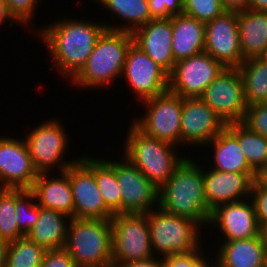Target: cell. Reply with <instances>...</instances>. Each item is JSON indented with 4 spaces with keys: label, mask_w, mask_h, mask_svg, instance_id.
I'll return each instance as SVG.
<instances>
[{
    "label": "cell",
    "mask_w": 267,
    "mask_h": 267,
    "mask_svg": "<svg viewBox=\"0 0 267 267\" xmlns=\"http://www.w3.org/2000/svg\"><path fill=\"white\" fill-rule=\"evenodd\" d=\"M255 180L262 186L267 187V163L256 171Z\"/></svg>",
    "instance_id": "45"
},
{
    "label": "cell",
    "mask_w": 267,
    "mask_h": 267,
    "mask_svg": "<svg viewBox=\"0 0 267 267\" xmlns=\"http://www.w3.org/2000/svg\"><path fill=\"white\" fill-rule=\"evenodd\" d=\"M225 11L242 12L247 9L248 0H220Z\"/></svg>",
    "instance_id": "42"
},
{
    "label": "cell",
    "mask_w": 267,
    "mask_h": 267,
    "mask_svg": "<svg viewBox=\"0 0 267 267\" xmlns=\"http://www.w3.org/2000/svg\"><path fill=\"white\" fill-rule=\"evenodd\" d=\"M99 23L63 17L39 28L38 37L63 79L68 77L71 81L85 66L97 39L106 29V24Z\"/></svg>",
    "instance_id": "1"
},
{
    "label": "cell",
    "mask_w": 267,
    "mask_h": 267,
    "mask_svg": "<svg viewBox=\"0 0 267 267\" xmlns=\"http://www.w3.org/2000/svg\"><path fill=\"white\" fill-rule=\"evenodd\" d=\"M75 219L109 220L114 213L105 205L93 174V158H81L69 167Z\"/></svg>",
    "instance_id": "11"
},
{
    "label": "cell",
    "mask_w": 267,
    "mask_h": 267,
    "mask_svg": "<svg viewBox=\"0 0 267 267\" xmlns=\"http://www.w3.org/2000/svg\"><path fill=\"white\" fill-rule=\"evenodd\" d=\"M30 189H15V216L19 231L26 236L39 217V205Z\"/></svg>",
    "instance_id": "33"
},
{
    "label": "cell",
    "mask_w": 267,
    "mask_h": 267,
    "mask_svg": "<svg viewBox=\"0 0 267 267\" xmlns=\"http://www.w3.org/2000/svg\"><path fill=\"white\" fill-rule=\"evenodd\" d=\"M250 199L254 205L258 225L263 232L267 233V187L260 185L254 179Z\"/></svg>",
    "instance_id": "37"
},
{
    "label": "cell",
    "mask_w": 267,
    "mask_h": 267,
    "mask_svg": "<svg viewBox=\"0 0 267 267\" xmlns=\"http://www.w3.org/2000/svg\"><path fill=\"white\" fill-rule=\"evenodd\" d=\"M116 267H162V257L155 255L146 260L119 263Z\"/></svg>",
    "instance_id": "41"
},
{
    "label": "cell",
    "mask_w": 267,
    "mask_h": 267,
    "mask_svg": "<svg viewBox=\"0 0 267 267\" xmlns=\"http://www.w3.org/2000/svg\"><path fill=\"white\" fill-rule=\"evenodd\" d=\"M15 214V189L0 188V239L7 243L24 236Z\"/></svg>",
    "instance_id": "32"
},
{
    "label": "cell",
    "mask_w": 267,
    "mask_h": 267,
    "mask_svg": "<svg viewBox=\"0 0 267 267\" xmlns=\"http://www.w3.org/2000/svg\"><path fill=\"white\" fill-rule=\"evenodd\" d=\"M204 52L226 68H238L244 61L239 41L238 13L224 11L205 24Z\"/></svg>",
    "instance_id": "14"
},
{
    "label": "cell",
    "mask_w": 267,
    "mask_h": 267,
    "mask_svg": "<svg viewBox=\"0 0 267 267\" xmlns=\"http://www.w3.org/2000/svg\"><path fill=\"white\" fill-rule=\"evenodd\" d=\"M154 256L188 254L201 244L202 228L193 220L165 212L157 207L147 212Z\"/></svg>",
    "instance_id": "6"
},
{
    "label": "cell",
    "mask_w": 267,
    "mask_h": 267,
    "mask_svg": "<svg viewBox=\"0 0 267 267\" xmlns=\"http://www.w3.org/2000/svg\"><path fill=\"white\" fill-rule=\"evenodd\" d=\"M6 21H12V22H9L11 27L15 23V21L12 19V17L7 11V6L5 4V1L0 0V26Z\"/></svg>",
    "instance_id": "43"
},
{
    "label": "cell",
    "mask_w": 267,
    "mask_h": 267,
    "mask_svg": "<svg viewBox=\"0 0 267 267\" xmlns=\"http://www.w3.org/2000/svg\"><path fill=\"white\" fill-rule=\"evenodd\" d=\"M226 124L200 98H183L181 115V146H205L215 138Z\"/></svg>",
    "instance_id": "17"
},
{
    "label": "cell",
    "mask_w": 267,
    "mask_h": 267,
    "mask_svg": "<svg viewBox=\"0 0 267 267\" xmlns=\"http://www.w3.org/2000/svg\"><path fill=\"white\" fill-rule=\"evenodd\" d=\"M215 261L216 262H211L207 258H205L204 255H202L191 267H217V258L215 259Z\"/></svg>",
    "instance_id": "46"
},
{
    "label": "cell",
    "mask_w": 267,
    "mask_h": 267,
    "mask_svg": "<svg viewBox=\"0 0 267 267\" xmlns=\"http://www.w3.org/2000/svg\"><path fill=\"white\" fill-rule=\"evenodd\" d=\"M196 163L187 156L175 169L158 190V207L167 213L189 218L205 229L212 211L204 193L203 167Z\"/></svg>",
    "instance_id": "2"
},
{
    "label": "cell",
    "mask_w": 267,
    "mask_h": 267,
    "mask_svg": "<svg viewBox=\"0 0 267 267\" xmlns=\"http://www.w3.org/2000/svg\"><path fill=\"white\" fill-rule=\"evenodd\" d=\"M238 69L247 105L267 102V62L260 57L248 58Z\"/></svg>",
    "instance_id": "28"
},
{
    "label": "cell",
    "mask_w": 267,
    "mask_h": 267,
    "mask_svg": "<svg viewBox=\"0 0 267 267\" xmlns=\"http://www.w3.org/2000/svg\"><path fill=\"white\" fill-rule=\"evenodd\" d=\"M221 242L214 256L220 267H265L266 232L255 238Z\"/></svg>",
    "instance_id": "22"
},
{
    "label": "cell",
    "mask_w": 267,
    "mask_h": 267,
    "mask_svg": "<svg viewBox=\"0 0 267 267\" xmlns=\"http://www.w3.org/2000/svg\"><path fill=\"white\" fill-rule=\"evenodd\" d=\"M46 250L27 236L9 242L5 267H41Z\"/></svg>",
    "instance_id": "31"
},
{
    "label": "cell",
    "mask_w": 267,
    "mask_h": 267,
    "mask_svg": "<svg viewBox=\"0 0 267 267\" xmlns=\"http://www.w3.org/2000/svg\"><path fill=\"white\" fill-rule=\"evenodd\" d=\"M260 58H262L265 62H267V46H266L263 54L260 56Z\"/></svg>",
    "instance_id": "48"
},
{
    "label": "cell",
    "mask_w": 267,
    "mask_h": 267,
    "mask_svg": "<svg viewBox=\"0 0 267 267\" xmlns=\"http://www.w3.org/2000/svg\"><path fill=\"white\" fill-rule=\"evenodd\" d=\"M7 6V11L12 19L24 27H30L34 18L37 3L39 0H4Z\"/></svg>",
    "instance_id": "35"
},
{
    "label": "cell",
    "mask_w": 267,
    "mask_h": 267,
    "mask_svg": "<svg viewBox=\"0 0 267 267\" xmlns=\"http://www.w3.org/2000/svg\"><path fill=\"white\" fill-rule=\"evenodd\" d=\"M128 131L122 155L160 189L187 156L179 157L176 146L146 136L133 124Z\"/></svg>",
    "instance_id": "4"
},
{
    "label": "cell",
    "mask_w": 267,
    "mask_h": 267,
    "mask_svg": "<svg viewBox=\"0 0 267 267\" xmlns=\"http://www.w3.org/2000/svg\"><path fill=\"white\" fill-rule=\"evenodd\" d=\"M122 76L140 102L168 90V73L134 43L127 50Z\"/></svg>",
    "instance_id": "13"
},
{
    "label": "cell",
    "mask_w": 267,
    "mask_h": 267,
    "mask_svg": "<svg viewBox=\"0 0 267 267\" xmlns=\"http://www.w3.org/2000/svg\"><path fill=\"white\" fill-rule=\"evenodd\" d=\"M51 173H38L30 189L37 204L46 209L61 212L73 218L74 202L69 180V168L59 176L49 177Z\"/></svg>",
    "instance_id": "21"
},
{
    "label": "cell",
    "mask_w": 267,
    "mask_h": 267,
    "mask_svg": "<svg viewBox=\"0 0 267 267\" xmlns=\"http://www.w3.org/2000/svg\"><path fill=\"white\" fill-rule=\"evenodd\" d=\"M242 123L267 138V102L249 105Z\"/></svg>",
    "instance_id": "36"
},
{
    "label": "cell",
    "mask_w": 267,
    "mask_h": 267,
    "mask_svg": "<svg viewBox=\"0 0 267 267\" xmlns=\"http://www.w3.org/2000/svg\"><path fill=\"white\" fill-rule=\"evenodd\" d=\"M112 266L154 256L147 213H117L111 218Z\"/></svg>",
    "instance_id": "8"
},
{
    "label": "cell",
    "mask_w": 267,
    "mask_h": 267,
    "mask_svg": "<svg viewBox=\"0 0 267 267\" xmlns=\"http://www.w3.org/2000/svg\"><path fill=\"white\" fill-rule=\"evenodd\" d=\"M41 267H77L74 259L64 249L47 250L44 254Z\"/></svg>",
    "instance_id": "39"
},
{
    "label": "cell",
    "mask_w": 267,
    "mask_h": 267,
    "mask_svg": "<svg viewBox=\"0 0 267 267\" xmlns=\"http://www.w3.org/2000/svg\"><path fill=\"white\" fill-rule=\"evenodd\" d=\"M226 128L239 140L241 151L255 171L267 163V138L251 131L242 122L228 124Z\"/></svg>",
    "instance_id": "29"
},
{
    "label": "cell",
    "mask_w": 267,
    "mask_h": 267,
    "mask_svg": "<svg viewBox=\"0 0 267 267\" xmlns=\"http://www.w3.org/2000/svg\"><path fill=\"white\" fill-rule=\"evenodd\" d=\"M97 3L114 17L122 19V24L110 25L106 23V29L133 33L136 29L152 20L149 11V0H96Z\"/></svg>",
    "instance_id": "27"
},
{
    "label": "cell",
    "mask_w": 267,
    "mask_h": 267,
    "mask_svg": "<svg viewBox=\"0 0 267 267\" xmlns=\"http://www.w3.org/2000/svg\"><path fill=\"white\" fill-rule=\"evenodd\" d=\"M64 249L77 267L112 266L111 219L71 218Z\"/></svg>",
    "instance_id": "5"
},
{
    "label": "cell",
    "mask_w": 267,
    "mask_h": 267,
    "mask_svg": "<svg viewBox=\"0 0 267 267\" xmlns=\"http://www.w3.org/2000/svg\"><path fill=\"white\" fill-rule=\"evenodd\" d=\"M212 146L213 167L228 172H256L247 162L239 140L225 127L215 138L205 144ZM215 165V166H214Z\"/></svg>",
    "instance_id": "26"
},
{
    "label": "cell",
    "mask_w": 267,
    "mask_h": 267,
    "mask_svg": "<svg viewBox=\"0 0 267 267\" xmlns=\"http://www.w3.org/2000/svg\"><path fill=\"white\" fill-rule=\"evenodd\" d=\"M7 246L8 243L0 239V267H5Z\"/></svg>",
    "instance_id": "47"
},
{
    "label": "cell",
    "mask_w": 267,
    "mask_h": 267,
    "mask_svg": "<svg viewBox=\"0 0 267 267\" xmlns=\"http://www.w3.org/2000/svg\"><path fill=\"white\" fill-rule=\"evenodd\" d=\"M175 61L204 52L205 24L184 14L170 17Z\"/></svg>",
    "instance_id": "23"
},
{
    "label": "cell",
    "mask_w": 267,
    "mask_h": 267,
    "mask_svg": "<svg viewBox=\"0 0 267 267\" xmlns=\"http://www.w3.org/2000/svg\"><path fill=\"white\" fill-rule=\"evenodd\" d=\"M225 9L220 0H183V14L206 24Z\"/></svg>",
    "instance_id": "34"
},
{
    "label": "cell",
    "mask_w": 267,
    "mask_h": 267,
    "mask_svg": "<svg viewBox=\"0 0 267 267\" xmlns=\"http://www.w3.org/2000/svg\"><path fill=\"white\" fill-rule=\"evenodd\" d=\"M68 220L71 218L61 212L39 206L38 220L26 236L46 251L64 248Z\"/></svg>",
    "instance_id": "24"
},
{
    "label": "cell",
    "mask_w": 267,
    "mask_h": 267,
    "mask_svg": "<svg viewBox=\"0 0 267 267\" xmlns=\"http://www.w3.org/2000/svg\"><path fill=\"white\" fill-rule=\"evenodd\" d=\"M37 176L24 139L1 135L0 188L31 189Z\"/></svg>",
    "instance_id": "16"
},
{
    "label": "cell",
    "mask_w": 267,
    "mask_h": 267,
    "mask_svg": "<svg viewBox=\"0 0 267 267\" xmlns=\"http://www.w3.org/2000/svg\"><path fill=\"white\" fill-rule=\"evenodd\" d=\"M238 28L243 59L260 57L267 46V11L238 12Z\"/></svg>",
    "instance_id": "25"
},
{
    "label": "cell",
    "mask_w": 267,
    "mask_h": 267,
    "mask_svg": "<svg viewBox=\"0 0 267 267\" xmlns=\"http://www.w3.org/2000/svg\"><path fill=\"white\" fill-rule=\"evenodd\" d=\"M208 225L220 229L222 241L250 239L263 233L250 198L217 206L211 212Z\"/></svg>",
    "instance_id": "18"
},
{
    "label": "cell",
    "mask_w": 267,
    "mask_h": 267,
    "mask_svg": "<svg viewBox=\"0 0 267 267\" xmlns=\"http://www.w3.org/2000/svg\"><path fill=\"white\" fill-rule=\"evenodd\" d=\"M124 158V159H123ZM115 160L121 213H147L158 207V188L125 157Z\"/></svg>",
    "instance_id": "15"
},
{
    "label": "cell",
    "mask_w": 267,
    "mask_h": 267,
    "mask_svg": "<svg viewBox=\"0 0 267 267\" xmlns=\"http://www.w3.org/2000/svg\"><path fill=\"white\" fill-rule=\"evenodd\" d=\"M61 121L56 119H49L42 122L37 127H33L29 134L24 139L31 160L35 170L38 173H50L54 168L56 171L64 172L73 163L78 161L81 157L75 160L66 161L64 156L68 151V144L70 138Z\"/></svg>",
    "instance_id": "7"
},
{
    "label": "cell",
    "mask_w": 267,
    "mask_h": 267,
    "mask_svg": "<svg viewBox=\"0 0 267 267\" xmlns=\"http://www.w3.org/2000/svg\"><path fill=\"white\" fill-rule=\"evenodd\" d=\"M247 9L267 11V0H248Z\"/></svg>",
    "instance_id": "44"
},
{
    "label": "cell",
    "mask_w": 267,
    "mask_h": 267,
    "mask_svg": "<svg viewBox=\"0 0 267 267\" xmlns=\"http://www.w3.org/2000/svg\"><path fill=\"white\" fill-rule=\"evenodd\" d=\"M224 68L206 52L178 60L168 74V90L182 98L199 97Z\"/></svg>",
    "instance_id": "12"
},
{
    "label": "cell",
    "mask_w": 267,
    "mask_h": 267,
    "mask_svg": "<svg viewBox=\"0 0 267 267\" xmlns=\"http://www.w3.org/2000/svg\"><path fill=\"white\" fill-rule=\"evenodd\" d=\"M149 11L153 19H168L183 14V0H149Z\"/></svg>",
    "instance_id": "38"
},
{
    "label": "cell",
    "mask_w": 267,
    "mask_h": 267,
    "mask_svg": "<svg viewBox=\"0 0 267 267\" xmlns=\"http://www.w3.org/2000/svg\"><path fill=\"white\" fill-rule=\"evenodd\" d=\"M141 103L146 113L133 118L131 123L146 136L178 146L179 149L183 98L167 90Z\"/></svg>",
    "instance_id": "9"
},
{
    "label": "cell",
    "mask_w": 267,
    "mask_h": 267,
    "mask_svg": "<svg viewBox=\"0 0 267 267\" xmlns=\"http://www.w3.org/2000/svg\"><path fill=\"white\" fill-rule=\"evenodd\" d=\"M256 172H228L203 169L204 193L212 211L217 206L250 198Z\"/></svg>",
    "instance_id": "19"
},
{
    "label": "cell",
    "mask_w": 267,
    "mask_h": 267,
    "mask_svg": "<svg viewBox=\"0 0 267 267\" xmlns=\"http://www.w3.org/2000/svg\"><path fill=\"white\" fill-rule=\"evenodd\" d=\"M93 174L105 205L114 213H121V195L115 175V160L93 158Z\"/></svg>",
    "instance_id": "30"
},
{
    "label": "cell",
    "mask_w": 267,
    "mask_h": 267,
    "mask_svg": "<svg viewBox=\"0 0 267 267\" xmlns=\"http://www.w3.org/2000/svg\"><path fill=\"white\" fill-rule=\"evenodd\" d=\"M226 124L242 122L248 107L238 68H224L199 96Z\"/></svg>",
    "instance_id": "10"
},
{
    "label": "cell",
    "mask_w": 267,
    "mask_h": 267,
    "mask_svg": "<svg viewBox=\"0 0 267 267\" xmlns=\"http://www.w3.org/2000/svg\"><path fill=\"white\" fill-rule=\"evenodd\" d=\"M265 267H267V233H266V256H265Z\"/></svg>",
    "instance_id": "49"
},
{
    "label": "cell",
    "mask_w": 267,
    "mask_h": 267,
    "mask_svg": "<svg viewBox=\"0 0 267 267\" xmlns=\"http://www.w3.org/2000/svg\"><path fill=\"white\" fill-rule=\"evenodd\" d=\"M202 246L188 254H174L162 257V267H191L203 255Z\"/></svg>",
    "instance_id": "40"
},
{
    "label": "cell",
    "mask_w": 267,
    "mask_h": 267,
    "mask_svg": "<svg viewBox=\"0 0 267 267\" xmlns=\"http://www.w3.org/2000/svg\"><path fill=\"white\" fill-rule=\"evenodd\" d=\"M132 43V33L105 29L85 66L71 83L84 89L108 87L122 77L126 53Z\"/></svg>",
    "instance_id": "3"
},
{
    "label": "cell",
    "mask_w": 267,
    "mask_h": 267,
    "mask_svg": "<svg viewBox=\"0 0 267 267\" xmlns=\"http://www.w3.org/2000/svg\"><path fill=\"white\" fill-rule=\"evenodd\" d=\"M133 43L168 74L175 65L171 19H152L133 33Z\"/></svg>",
    "instance_id": "20"
}]
</instances>
